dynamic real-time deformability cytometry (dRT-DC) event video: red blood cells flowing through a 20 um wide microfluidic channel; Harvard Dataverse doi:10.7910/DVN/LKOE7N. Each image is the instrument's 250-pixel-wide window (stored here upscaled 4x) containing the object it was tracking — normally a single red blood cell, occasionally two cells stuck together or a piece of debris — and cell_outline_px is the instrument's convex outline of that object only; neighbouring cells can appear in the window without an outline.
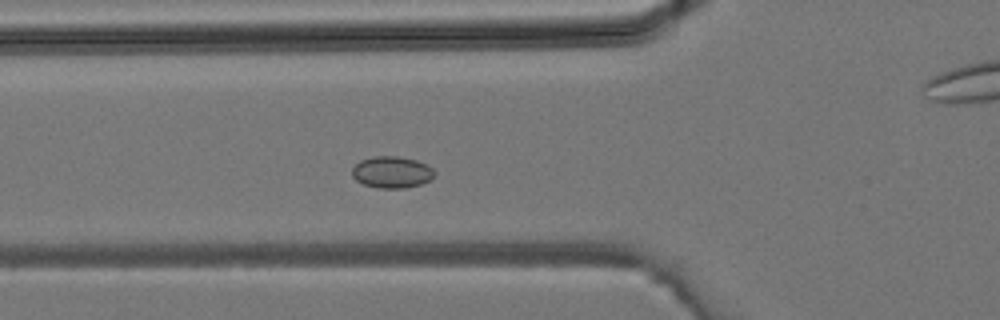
{"species": "common noctule bat (a hibernating species)", "species_latin": "Nyctalus noctula", "temperature_condition": "room temperature", "stored_images_in_passage": 35, "camera_frame_rate_fps": 3000, "um_per_image_px": 0.085, "animal": {"sex": "male", "body_mass_g": 19.2, "forearm_length_mm": 51.8}, "frame": {"image": 1, "passage_image": 10, "time_ms": 3.0, "image_size_px": [1000, 320], "cell_outline_px": [[436, 172], [428, 180], [420, 184], [404, 188], [376, 188], [364, 184], [356, 180], [352, 176], [352, 168], [360, 160], [372, 156], [396, 156], [416, 160], [428, 164]], "centroid_in_image_um": [33.28, 14.62], "position_along_channel_um": 92.5, "area_um2": 15.2}}
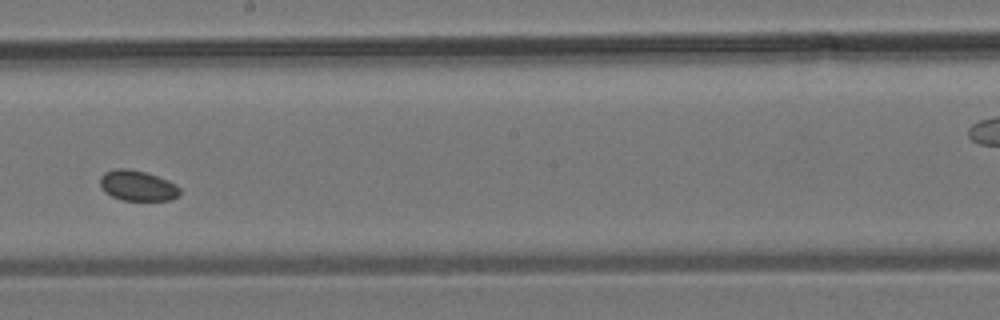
{"frame": {"image": 2, "passage_image": 18, "time_ms": 5.667, "image_size_px": [1000, 320], "cell_outline_px": [[180, 196], [172, 200], [120, 200], [104, 192], [100, 184], [100, 176], [104, 172], [116, 168], [128, 168], [144, 172], [168, 180], [176, 184], [180, 188]], "centroid_in_image_um": [11.69, 15.78], "position_along_channel_um": 236.5, "area_um2": 14.28}}
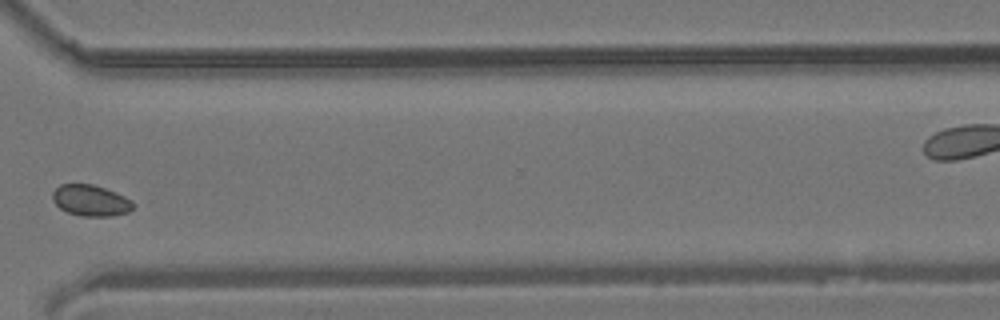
{"frame": {"image": 3, "passage_image": 25, "time_ms": 8.0, "image_size_px": [1000, 320], "cell_outline_px": [[136, 204], [128, 212], [112, 216], [80, 216], [68, 212], [60, 208], [52, 200], [52, 192], [60, 184], [92, 184], [116, 192], [132, 200]], "centroid_in_image_um": [7.71, 17.04], "position_along_channel_um": 362.9, "area_um2": 14.68}}